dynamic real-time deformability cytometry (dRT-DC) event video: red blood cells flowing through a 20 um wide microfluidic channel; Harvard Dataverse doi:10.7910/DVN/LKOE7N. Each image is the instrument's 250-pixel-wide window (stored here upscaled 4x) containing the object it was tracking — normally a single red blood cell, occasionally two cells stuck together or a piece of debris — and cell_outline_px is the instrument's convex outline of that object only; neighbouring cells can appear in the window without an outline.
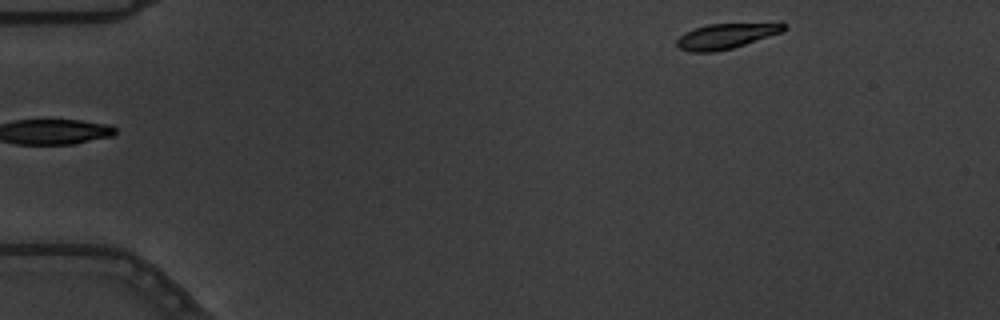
{"species": "common noctule bat (a hibernating species)", "species_latin": "Nyctalus noctula", "temperature_condition": "warm", "stored_images_in_passage": 5, "camera_frame_rate_fps": 3000, "um_per_image_px": 0.085, "animal": {"sex": "male", "body_mass_g": 19.5, "forearm_length_mm": 54.6}, "frame": {"image": 1, "passage_image": 5, "time_ms": 1.333, "image_size_px": [1000, 320], "cell_outline_px": [[788, 28], [780, 32], [732, 48], [716, 52], [692, 52], [680, 48], [676, 44], [676, 40], [684, 32], [708, 24], [780, 20], [788, 24]], "centroid_in_image_um": [61.83, 3.0], "position_along_channel_um": 23.2, "area_um2": 16.42}}